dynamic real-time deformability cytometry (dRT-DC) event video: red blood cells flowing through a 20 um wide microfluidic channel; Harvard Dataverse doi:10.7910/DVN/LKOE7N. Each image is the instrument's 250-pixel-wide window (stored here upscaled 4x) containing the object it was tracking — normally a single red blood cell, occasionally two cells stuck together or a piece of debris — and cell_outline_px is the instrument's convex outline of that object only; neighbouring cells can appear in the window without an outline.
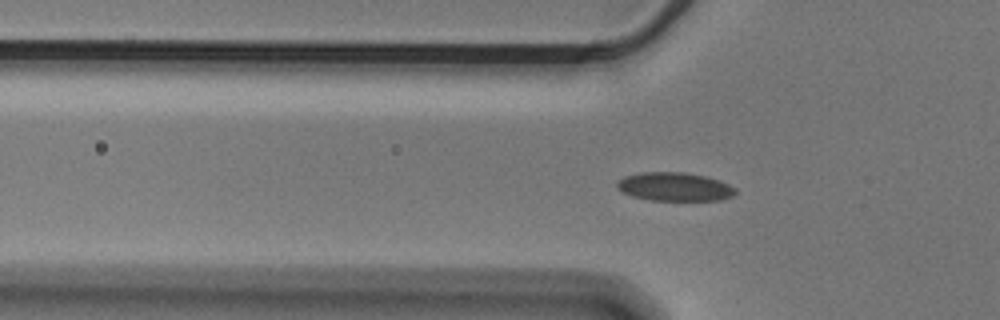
{"species": "Egyptian fruit bat (a non-hibernating species)", "species_latin": "Rousettus aegyptiacus", "temperature_condition": "cold", "stored_images_in_passage": 48, "camera_frame_rate_fps": 3000, "um_per_image_px": 0.085, "animal": {"sex": "male"}, "frame": {"image": 1, "passage_image": 9, "time_ms": 2.667, "image_size_px": [1000, 320], "cell_outline_px": [[736, 192], [732, 196], [720, 200], [652, 200], [632, 196], [620, 192], [616, 188], [616, 180], [624, 176], [640, 172], [684, 172], [704, 176], [720, 180], [736, 188]], "centroid_in_image_um": [57.29, 15.86], "position_along_channel_um": 68.5, "area_um2": 19.88}}
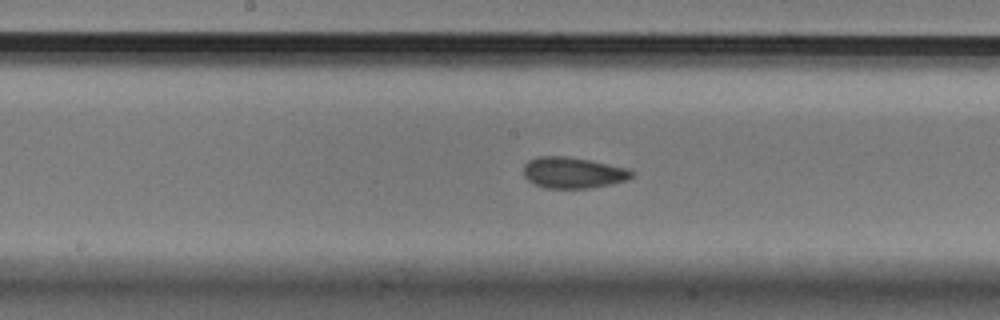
{"frame": {"image": 2, "passage_image": 20, "time_ms": 6.333, "image_size_px": [1000, 320], "cell_outline_px": [[636, 176], [628, 180], [612, 184], [588, 188], [544, 188], [532, 184], [524, 176], [524, 164], [528, 160], [540, 156], [564, 156], [588, 160], [628, 168], [636, 172]], "centroid_in_image_um": [48.73, 14.69], "position_along_channel_um": 199.5, "area_um2": 19.83}}
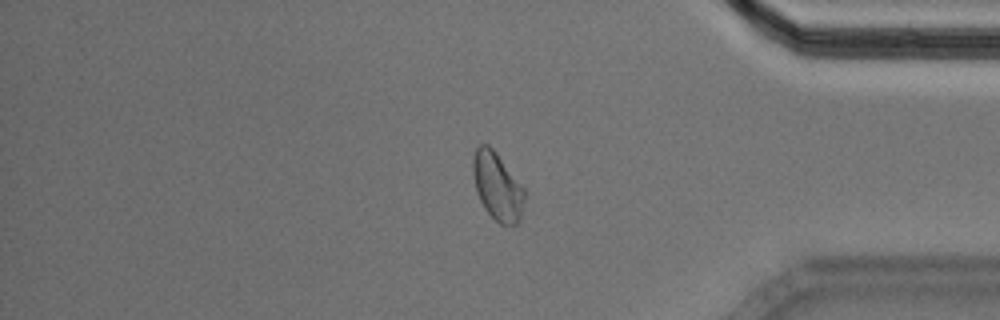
{"frame": {"image": 3, "passage_image": 38, "time_ms": 12.333, "image_size_px": [1000, 320], "cell_outline_px": [[524, 200], [520, 220], [516, 224], [500, 224], [484, 208], [476, 192], [472, 172], [472, 156], [476, 148], [480, 144], [488, 144], [496, 152], [524, 188]], "centroid_in_image_um": [42.24, 15.82], "position_along_channel_um": 393.0, "area_um2": 20.29}, "authors_computed_cell_mechanics": {"area_um2": 19.8543, "velocity_mm_per_s": 3.5648, "shape_relaxation_time_tau1_ms": 10.2747, "shape_relaxation_time_tau2_ms": 1.703, "deformation_change_tau1": 0.1403, "deformation_change_tau2": 0.043}}